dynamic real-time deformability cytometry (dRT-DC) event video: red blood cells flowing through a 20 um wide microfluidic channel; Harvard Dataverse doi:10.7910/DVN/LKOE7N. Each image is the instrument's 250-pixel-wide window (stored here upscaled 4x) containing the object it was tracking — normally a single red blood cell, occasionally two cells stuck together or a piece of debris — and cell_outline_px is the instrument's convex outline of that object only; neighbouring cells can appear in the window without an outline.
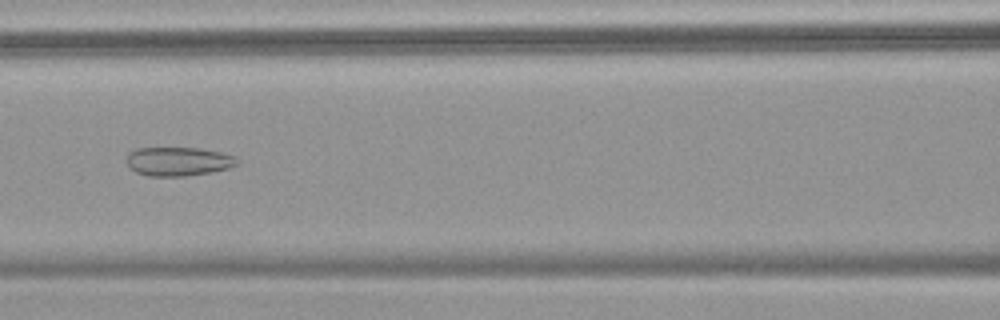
{"species": "common noctule bat (a hibernating species)", "species_latin": "Nyctalus noctula", "temperature_condition": "warm", "stored_images_in_passage": 57, "camera_frame_rate_fps": 3000, "um_per_image_px": 0.085, "animal": {"sex": "female", "body_mass_g": 18.4}, "frame": {"image": 1, "passage_image": 27, "time_ms": 8.667, "image_size_px": [1000, 320], "cell_outline_px": [[236, 164], [228, 168], [212, 172], [184, 176], [148, 176], [136, 172], [128, 164], [128, 152], [136, 148], [200, 148], [220, 152], [236, 156]], "centroid_in_image_um": [15.15, 13.72], "position_along_channel_um": 151.4, "area_um2": 18.44}}
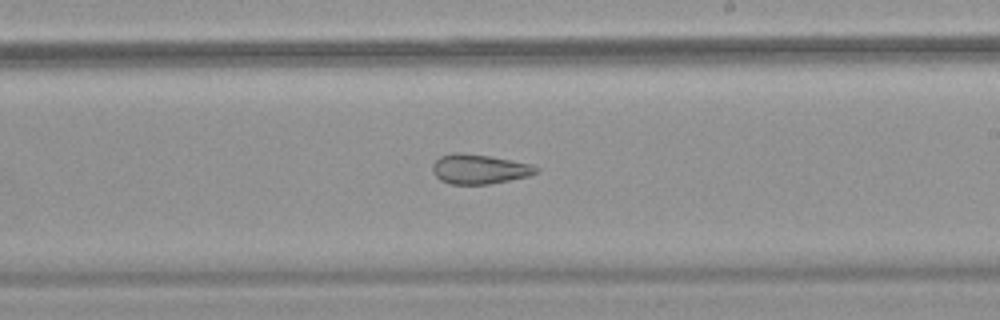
{"frame": {"image": 2, "passage_image": 35, "time_ms": 11.333, "image_size_px": [1000, 320], "cell_outline_px": [[540, 168], [536, 172], [528, 176], [488, 184], [448, 184], [440, 180], [432, 172], [432, 164], [440, 156], [452, 152], [460, 152], [488, 156], [512, 160], [532, 164]], "centroid_in_image_um": [40.7, 14.36], "position_along_channel_um": 248.3, "area_um2": 17.92}}
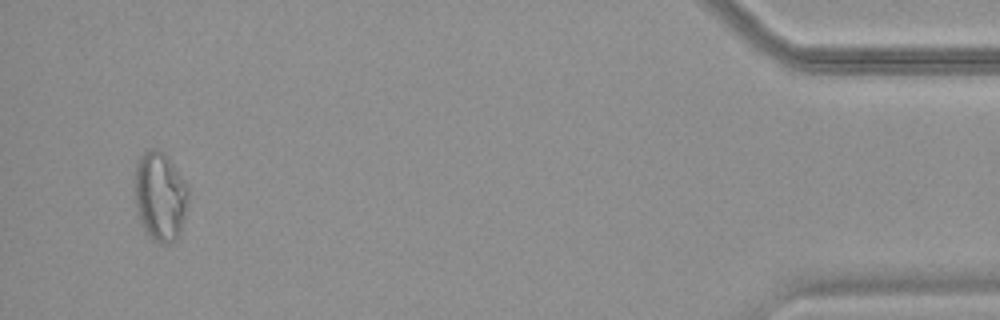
{"frame": {"image": 3, "passage_image": 55, "time_ms": 18.0, "image_size_px": [1000, 320], "cell_outline_px": [[188, 204], [180, 232], [172, 240], [160, 244], [152, 240], [144, 228], [140, 220], [136, 208], [136, 160], [148, 148], [156, 148], [164, 152], [168, 156], [188, 188]], "centroid_in_image_um": [13.61, 16.65], "position_along_channel_um": 421.6, "area_um2": 27.51}, "authors_computed_cell_mechanics": {"area_um2": 24.9118, "velocity_mm_per_s": 3.6494, "shape_relaxation_time_tau1_ms": null, "shape_relaxation_time_tau2_ms": 2.8417, "deformation_change_tau1": null, "deformation_change_tau2": 0.1197}}